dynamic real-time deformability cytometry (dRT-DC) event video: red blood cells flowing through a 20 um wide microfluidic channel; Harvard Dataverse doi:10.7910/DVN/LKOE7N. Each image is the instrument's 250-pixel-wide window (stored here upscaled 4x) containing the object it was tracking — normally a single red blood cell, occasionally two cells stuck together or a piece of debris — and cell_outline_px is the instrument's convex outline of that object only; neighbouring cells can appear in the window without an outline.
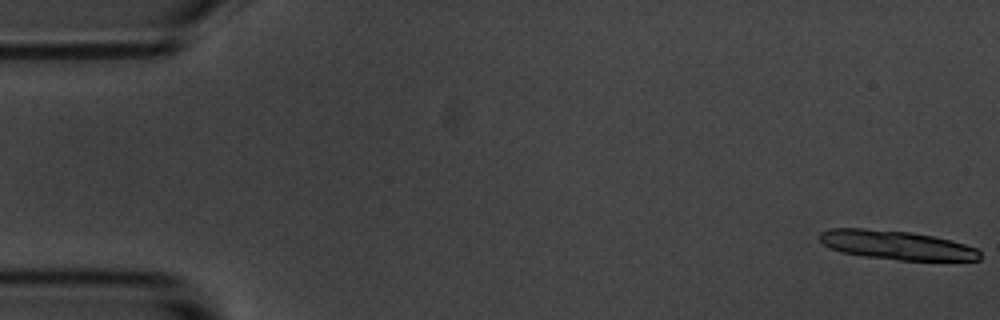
{"species": "common noctule bat (a hibernating species)", "species_latin": "Nyctalus noctula", "temperature_condition": "room temperature", "stored_images_in_passage": 7, "camera_frame_rate_fps": 3000, "um_per_image_px": 0.085, "animal": {"sex": "male", "body_mass_g": 20.1, "forearm_length_mm": 53.5}, "frame": {"image": 1, "passage_image": 1, "time_ms": 0.0, "image_size_px": [1000, 320], "cell_outline_px": [[980, 260], [900, 260], [864, 256], [840, 252], [824, 244], [820, 240], [820, 232], [832, 228], [864, 228], [912, 232], [932, 236], [964, 244], [976, 248], [980, 252]], "centroid_in_image_um": [76.18, 20.83], "position_along_channel_um": 8.8, "area_um2": 26.82}}
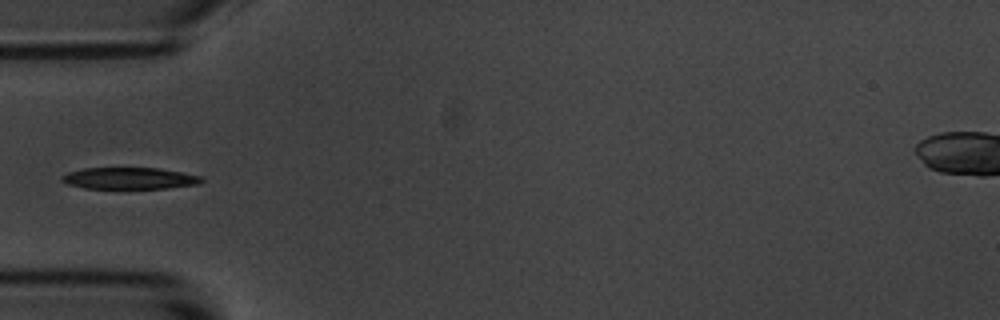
{"frame": {"image": 2, "passage_image": 6, "time_ms": 6.0, "image_size_px": [1000, 320], "cell_outline_px": [[204, 180], [200, 184], [168, 188], [84, 188], [68, 184], [60, 180], [60, 176], [68, 172], [84, 168], [160, 168], [200, 176]], "centroid_in_image_um": [10.99, 15.15], "position_along_channel_um": 74.0, "area_um2": 17.57}}